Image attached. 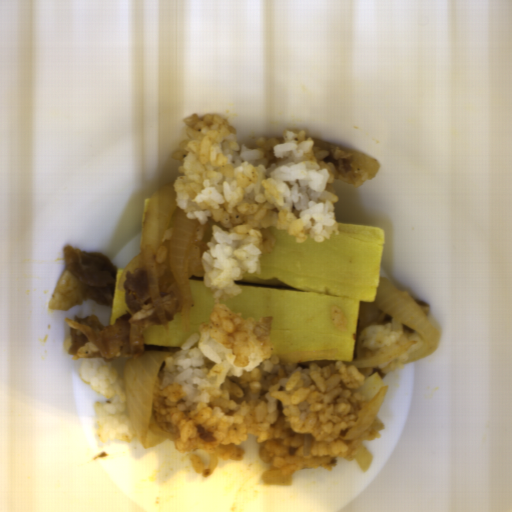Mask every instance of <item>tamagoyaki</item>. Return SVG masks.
<instances>
[{"mask_svg": "<svg viewBox=\"0 0 512 512\" xmlns=\"http://www.w3.org/2000/svg\"><path fill=\"white\" fill-rule=\"evenodd\" d=\"M323 242L296 243L287 229L270 227L276 246L259 258L261 273H246L241 290L224 301L241 319L272 316L274 353L289 364L353 362L360 302H376L386 232L382 227L337 222ZM340 308L345 331L332 323Z\"/></svg>", "mask_w": 512, "mask_h": 512, "instance_id": "tamagoyaki-1", "label": "tamagoyaki"}, {"mask_svg": "<svg viewBox=\"0 0 512 512\" xmlns=\"http://www.w3.org/2000/svg\"><path fill=\"white\" fill-rule=\"evenodd\" d=\"M193 304L190 308L189 331L181 325L182 309L171 321L167 320V330L161 325L147 326L143 330L144 346L182 348L192 334L199 332L203 323L210 319L215 301L212 291L204 285V280L189 279Z\"/></svg>", "mask_w": 512, "mask_h": 512, "instance_id": "tamagoyaki-2", "label": "tamagoyaki"}, {"mask_svg": "<svg viewBox=\"0 0 512 512\" xmlns=\"http://www.w3.org/2000/svg\"><path fill=\"white\" fill-rule=\"evenodd\" d=\"M123 270H116L114 294L111 305L110 325L120 319L127 310L125 289L123 288L122 291L119 290V284Z\"/></svg>", "mask_w": 512, "mask_h": 512, "instance_id": "tamagoyaki-3", "label": "tamagoyaki"}]
</instances>
